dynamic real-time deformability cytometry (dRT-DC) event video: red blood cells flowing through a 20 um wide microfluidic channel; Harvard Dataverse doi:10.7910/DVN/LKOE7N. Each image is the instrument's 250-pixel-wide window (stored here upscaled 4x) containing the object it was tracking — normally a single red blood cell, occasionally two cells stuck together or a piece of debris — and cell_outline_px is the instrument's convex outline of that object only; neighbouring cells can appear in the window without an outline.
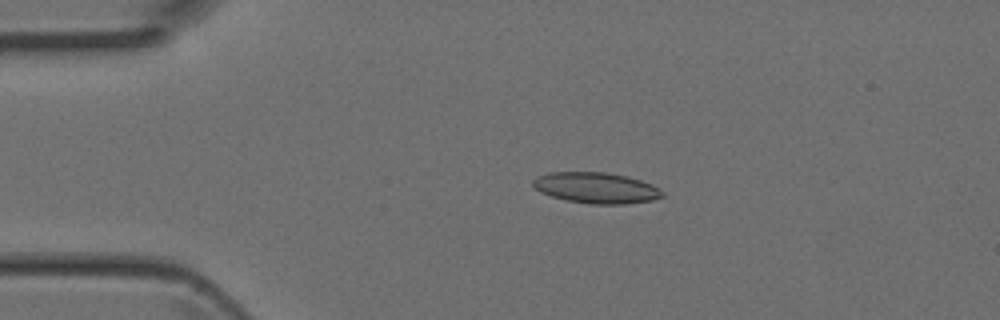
{"species": "Egyptian fruit bat (a non-hibernating species)", "species_latin": "Rousettus aegyptiacus", "temperature_condition": "room temperature", "stored_images_in_passage": 4, "camera_frame_rate_fps": 3000, "um_per_image_px": 0.085, "animal": {"sex": "female"}, "frame": {"image": 1, "passage_image": 3, "time_ms": 0.667, "image_size_px": [1000, 320], "cell_outline_px": [[664, 196], [652, 200], [624, 204], [588, 204], [568, 200], [552, 196], [540, 192], [532, 184], [532, 180], [536, 176], [548, 172], [604, 172], [628, 176], [652, 184], [664, 192]], "centroid_in_image_um": [50.67, 15.96], "position_along_channel_um": 34.3, "area_um2": 23.35}}